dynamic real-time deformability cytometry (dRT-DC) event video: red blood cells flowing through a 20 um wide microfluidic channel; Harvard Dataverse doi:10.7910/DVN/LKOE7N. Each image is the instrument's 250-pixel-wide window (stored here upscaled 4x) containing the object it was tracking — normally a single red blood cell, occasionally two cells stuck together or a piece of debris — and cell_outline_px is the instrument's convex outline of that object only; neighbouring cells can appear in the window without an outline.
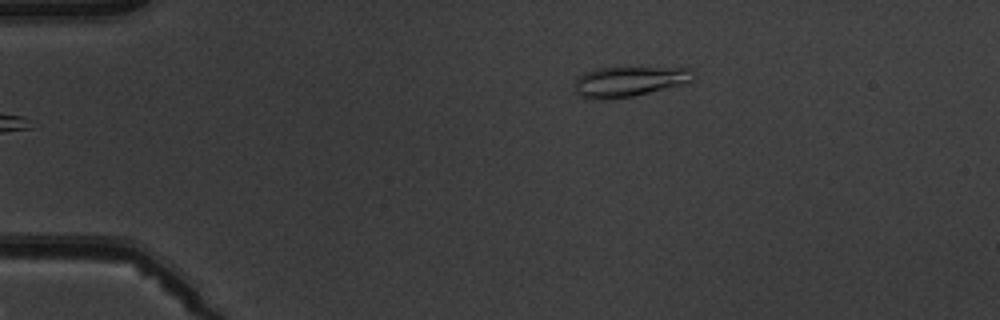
{"species": "common noctule bat (a hibernating species)", "species_latin": "Nyctalus noctula", "temperature_condition": "warm", "stored_images_in_passage": 6, "camera_frame_rate_fps": 3000, "um_per_image_px": 0.085, "animal": {"sex": "male", "body_mass_g": 19.5, "forearm_length_mm": 54.6}, "frame": {"image": 1, "passage_image": 6, "time_ms": 5.667, "image_size_px": [1000, 320], "cell_outline_px": [[696, 72], [692, 80], [680, 84], [632, 96], [580, 96], [572, 92], [576, 76], [584, 72], [596, 68], [692, 68]], "centroid_in_image_um": [53.46, 6.87], "position_along_channel_um": 31.5, "area_um2": 20.06}}